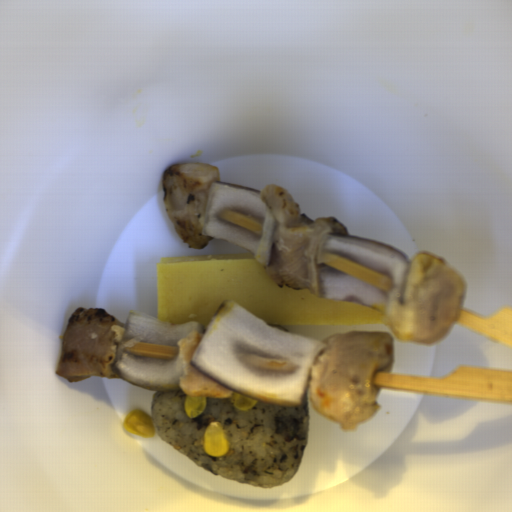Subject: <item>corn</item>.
<instances>
[{
    "label": "corn",
    "instance_id": "1",
    "mask_svg": "<svg viewBox=\"0 0 512 512\" xmlns=\"http://www.w3.org/2000/svg\"><path fill=\"white\" fill-rule=\"evenodd\" d=\"M202 450L210 457H221L229 450V439L221 422L211 421L207 424L203 439Z\"/></svg>",
    "mask_w": 512,
    "mask_h": 512
},
{
    "label": "corn",
    "instance_id": "2",
    "mask_svg": "<svg viewBox=\"0 0 512 512\" xmlns=\"http://www.w3.org/2000/svg\"><path fill=\"white\" fill-rule=\"evenodd\" d=\"M123 430L132 435L141 437H154L156 435V427L152 417L145 410L134 408L129 411L123 420Z\"/></svg>",
    "mask_w": 512,
    "mask_h": 512
},
{
    "label": "corn",
    "instance_id": "3",
    "mask_svg": "<svg viewBox=\"0 0 512 512\" xmlns=\"http://www.w3.org/2000/svg\"><path fill=\"white\" fill-rule=\"evenodd\" d=\"M207 407L205 397L186 395L183 403L184 412L188 418H196L203 414Z\"/></svg>",
    "mask_w": 512,
    "mask_h": 512
},
{
    "label": "corn",
    "instance_id": "4",
    "mask_svg": "<svg viewBox=\"0 0 512 512\" xmlns=\"http://www.w3.org/2000/svg\"><path fill=\"white\" fill-rule=\"evenodd\" d=\"M259 399H254L250 397L241 396L235 391L233 394L229 397L230 404L235 408L239 410H245L253 406L255 403L258 402Z\"/></svg>",
    "mask_w": 512,
    "mask_h": 512
}]
</instances>
